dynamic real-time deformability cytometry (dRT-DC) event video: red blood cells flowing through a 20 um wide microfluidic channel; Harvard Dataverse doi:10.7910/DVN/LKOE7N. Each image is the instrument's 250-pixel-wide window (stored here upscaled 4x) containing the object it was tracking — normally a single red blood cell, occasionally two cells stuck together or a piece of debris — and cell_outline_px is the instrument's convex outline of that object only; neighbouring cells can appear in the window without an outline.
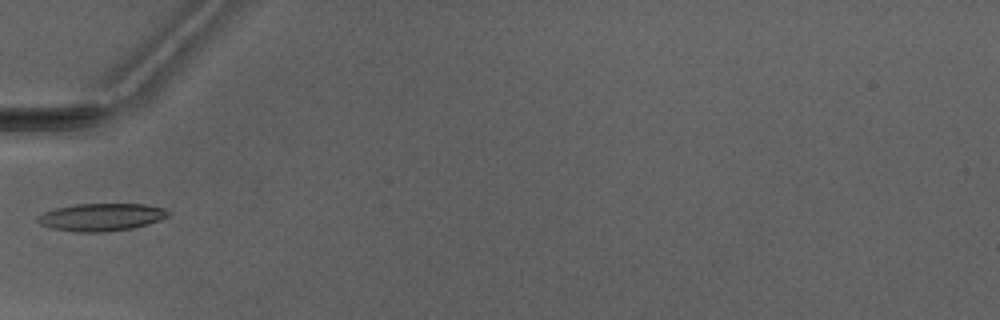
{"species": "Egyptian fruit bat (a non-hibernating species)", "species_latin": "Rousettus aegyptiacus", "temperature_condition": "warm", "stored_images_in_passage": 2, "camera_frame_rate_fps": 3000, "um_per_image_px": 0.085, "animal": {"sex": "male"}, "frame": {"image": 1, "passage_image": 1, "time_ms": 0.0, "image_size_px": [1000, 320], "cell_outline_px": [[168, 216], [160, 220], [148, 224], [132, 228], [104, 232], [76, 232], [52, 228], [40, 224], [36, 220], [36, 216], [44, 212], [56, 208], [76, 204], [144, 204], [164, 208], [168, 212]], "centroid_in_image_um": [8.59, 18.45], "position_along_channel_um": 76.4, "area_um2": 20.92}}
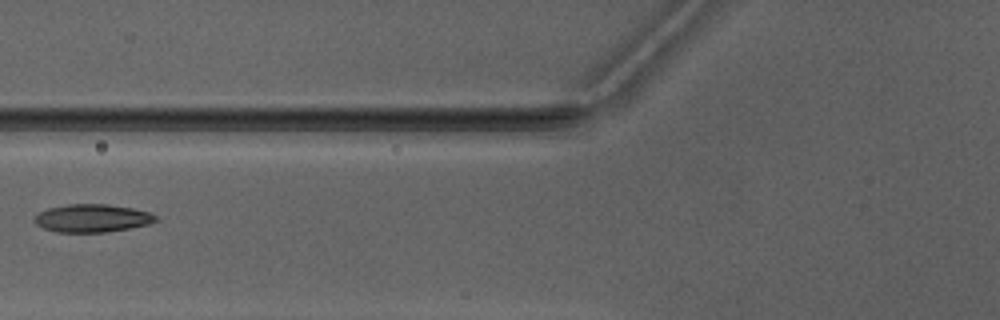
{"frame": {"image": 2, "passage_image": 2, "time_ms": 1.0, "image_size_px": [1000, 320], "cell_outline_px": [[160, 220], [148, 224], [128, 228], [104, 232], [56, 232], [44, 228], [36, 224], [32, 220], [40, 212], [48, 208], [68, 204], [108, 204], [132, 208], [148, 212], [156, 216]], "centroid_in_image_um": [7.83, 18.54], "position_along_channel_um": 118.0, "area_um2": 19.65}}